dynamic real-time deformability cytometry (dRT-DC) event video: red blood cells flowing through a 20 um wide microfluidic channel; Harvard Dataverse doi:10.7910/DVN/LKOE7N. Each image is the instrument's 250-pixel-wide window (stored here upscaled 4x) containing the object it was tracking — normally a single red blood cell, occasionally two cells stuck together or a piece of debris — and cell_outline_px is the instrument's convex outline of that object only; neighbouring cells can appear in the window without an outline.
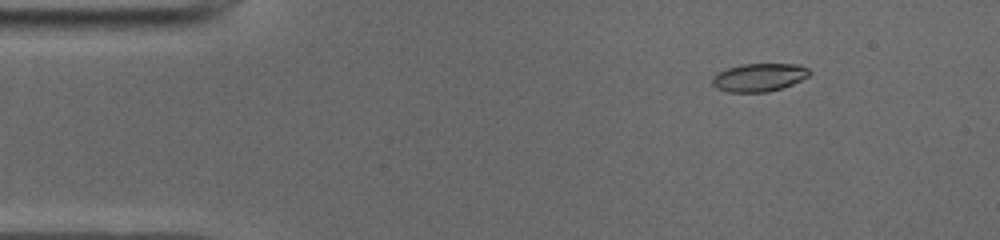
{"species": "common noctule bat (a hibernating species)", "species_latin": "Nyctalus noctula", "temperature_condition": "cold", "stored_images_in_passage": 51, "camera_frame_rate_fps": 3000, "um_per_image_px": 0.085, "animal": {"sex": "male", "body_mass_g": 19.0, "forearm_length_mm": 50.8}, "frame": {"image": 1, "passage_image": 7, "time_ms": 2.0, "image_size_px": [1000, 240], "cell_outline_px": [[812, 72], [808, 76], [792, 84], [768, 92], [728, 92], [716, 88], [712, 84], [712, 76], [728, 68], [744, 64], [800, 64], [808, 68]], "centroid_in_image_um": [64.53, 6.58], "position_along_channel_um": 20.5, "area_um2": 15.84}}
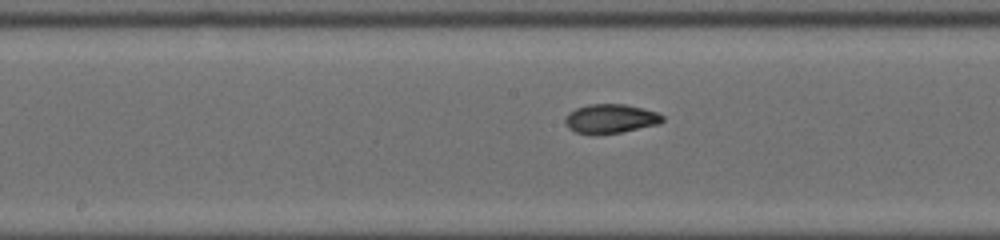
{"frame": {"image": 2, "passage_image": 26, "time_ms": 8.333, "image_size_px": [1000, 240], "cell_outline_px": [[664, 120], [660, 124], [620, 132], [596, 136], [576, 132], [568, 128], [564, 124], [564, 120], [568, 112], [576, 108], [588, 104], [624, 104], [644, 108], [656, 112], [664, 116]], "centroid_in_image_um": [51.87, 10.1], "position_along_channel_um": 196.3, "area_um2": 16.88}}
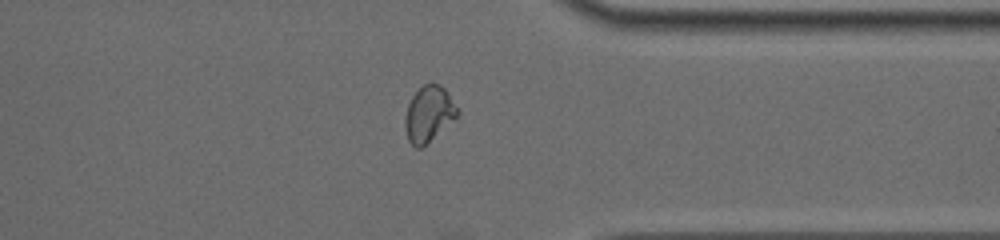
{"frame": {"image": 3, "passage_image": 40, "time_ms": 13.0, "image_size_px": [1000, 240], "cell_outline_px": [[460, 112], [456, 116], [420, 148], [416, 148], [408, 140], [404, 124], [404, 120], [408, 104], [412, 96], [424, 84], [440, 84], [448, 92]], "centroid_in_image_um": [36.42, 9.65], "position_along_channel_um": 375.0, "area_um2": 16.47}, "authors_computed_cell_mechanics": {"area_um2": 16.4152, "velocity_mm_per_s": 3.9447, "shape_relaxation_time_tau1_ms": 8.8716, "shape_relaxation_time_tau2_ms": 1.3356, "deformation_change_tau1": 0.2407, "deformation_change_tau2": 0.0528}}